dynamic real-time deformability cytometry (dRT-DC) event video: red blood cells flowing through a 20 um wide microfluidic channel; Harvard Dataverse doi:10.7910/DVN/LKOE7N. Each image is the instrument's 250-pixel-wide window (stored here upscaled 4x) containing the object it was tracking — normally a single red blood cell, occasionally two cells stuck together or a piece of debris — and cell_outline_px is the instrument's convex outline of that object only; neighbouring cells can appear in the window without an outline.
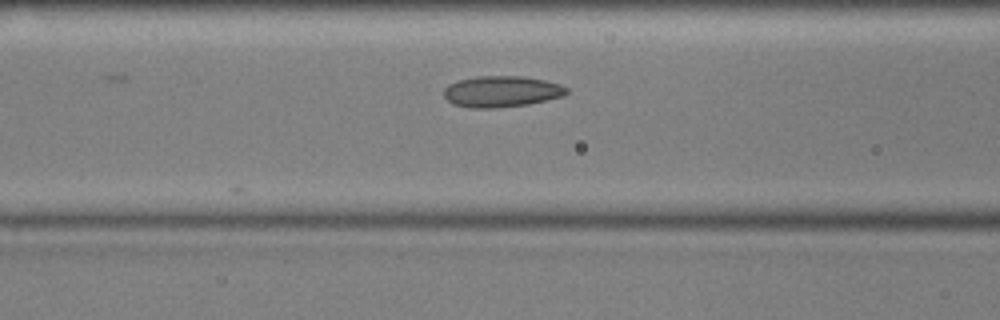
{"species": "common noctule bat (a hibernating species)", "species_latin": "Nyctalus noctula", "temperature_condition": "cold", "stored_images_in_passage": 12, "camera_frame_rate_fps": 3000, "um_per_image_px": 0.085, "animal": {"sex": "male", "body_mass_g": 17.9, "forearm_length_mm": 54.2}, "frame": {"image": 1, "passage_image": 12, "time_ms": 3.667, "image_size_px": [1000, 320], "cell_outline_px": [[568, 92], [564, 96], [528, 104], [496, 108], [468, 108], [452, 104], [444, 96], [444, 88], [448, 84], [460, 80], [476, 76], [524, 76], [544, 80], [560, 84], [568, 88]], "centroid_in_image_um": [42.62, 7.78], "position_along_channel_um": 124.0, "area_um2": 22.43}}